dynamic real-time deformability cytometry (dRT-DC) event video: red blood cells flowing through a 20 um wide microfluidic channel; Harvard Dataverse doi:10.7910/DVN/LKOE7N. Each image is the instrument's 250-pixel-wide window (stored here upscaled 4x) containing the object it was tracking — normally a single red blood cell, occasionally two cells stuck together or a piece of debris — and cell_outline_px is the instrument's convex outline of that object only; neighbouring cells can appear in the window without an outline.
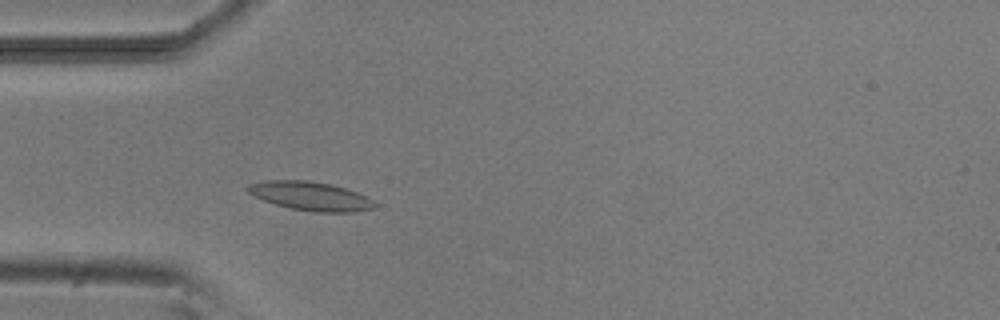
{"species": "common noctule bat (a hibernating species)", "species_latin": "Nyctalus noctula", "temperature_condition": "room temperature", "stored_images_in_passage": 4, "camera_frame_rate_fps": 3000, "um_per_image_px": 0.085, "animal": {"sex": "male", "body_mass_g": 20.5, "forearm_length_mm": 52.5}, "frame": {"image": 1, "passage_image": 4, "time_ms": 3.333, "image_size_px": [1000, 320], "cell_outline_px": [[376, 208], [352, 212], [312, 212], [292, 208], [276, 204], [252, 196], [244, 188], [248, 184], [264, 180], [308, 180], [332, 184], [368, 196], [376, 204]], "centroid_in_image_um": [26.37, 16.66], "position_along_channel_um": 58.6, "area_um2": 21.44}}